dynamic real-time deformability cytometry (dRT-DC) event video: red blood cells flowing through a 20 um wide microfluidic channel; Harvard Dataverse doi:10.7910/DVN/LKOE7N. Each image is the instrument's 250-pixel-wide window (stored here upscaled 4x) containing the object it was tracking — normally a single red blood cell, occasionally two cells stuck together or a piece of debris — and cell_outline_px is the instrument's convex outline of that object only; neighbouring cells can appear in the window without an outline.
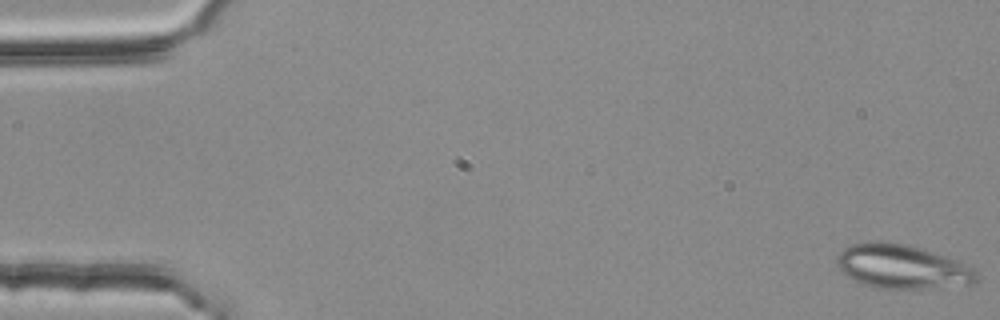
{"species": "common noctule bat (a hibernating species)", "species_latin": "Nyctalus noctula", "temperature_condition": "room temperature", "stored_images_in_passage": 53, "camera_frame_rate_fps": 3000, "um_per_image_px": 0.085, "animal": {"sex": "female", "body_mass_g": 25.1}, "frame": {"image": 1, "passage_image": 1, "time_ms": 0.0, "image_size_px": [1000, 320], "cell_outline_px": [[976, 280], [972, 284], [940, 288], [880, 288], [864, 284], [840, 272], [836, 264], [836, 256], [844, 248], [852, 244], [864, 240], [884, 240], [908, 244], [960, 260], [976, 268]], "centroid_in_image_um": [76.68, 22.63], "position_along_channel_um": 8.3, "area_um2": 36.53}}
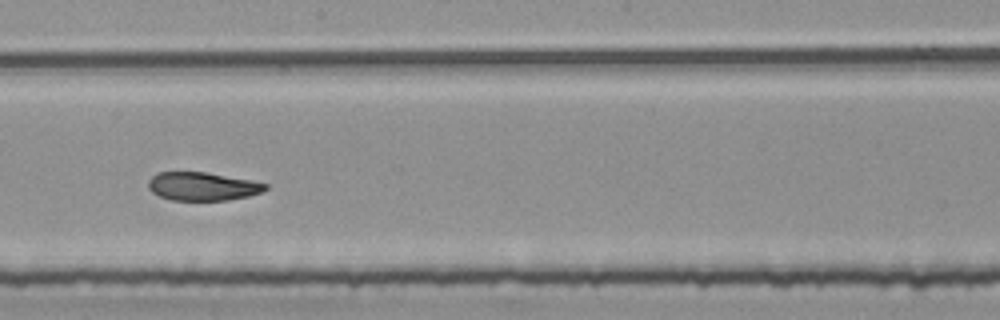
{"frame": {"image": 2, "passage_image": 31, "time_ms": 10.0, "image_size_px": [1000, 320], "cell_outline_px": [[268, 188], [260, 192], [248, 196], [228, 200], [172, 200], [160, 196], [152, 192], [148, 188], [148, 180], [156, 172], [208, 172], [252, 180], [268, 184]], "centroid_in_image_um": [17.2, 15.83], "position_along_channel_um": 231.0, "area_um2": 19.42}}
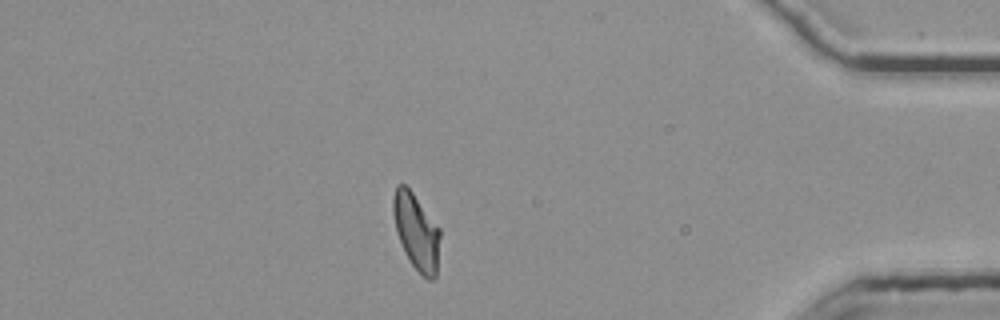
{"frame": {"image": 3, "passage_image": 48, "time_ms": 15.667, "image_size_px": [1000, 320], "cell_outline_px": [[440, 236], [436, 276], [432, 280], [428, 280], [412, 264], [396, 232], [392, 212], [392, 200], [396, 184], [404, 184], [412, 192], [440, 228]], "centroid_in_image_um": [35.38, 19.65], "position_along_channel_um": 399.8, "area_um2": 20.52}, "authors_computed_cell_mechanics": {"area_um2": 21.3282, "velocity_mm_per_s": 3.7246, "shape_relaxation_time_tau1_ms": 5.0461, "shape_relaxation_time_tau2_ms": 2.0231, "deformation_change_tau1": 0.165, "deformation_change_tau2": 0.0834}}